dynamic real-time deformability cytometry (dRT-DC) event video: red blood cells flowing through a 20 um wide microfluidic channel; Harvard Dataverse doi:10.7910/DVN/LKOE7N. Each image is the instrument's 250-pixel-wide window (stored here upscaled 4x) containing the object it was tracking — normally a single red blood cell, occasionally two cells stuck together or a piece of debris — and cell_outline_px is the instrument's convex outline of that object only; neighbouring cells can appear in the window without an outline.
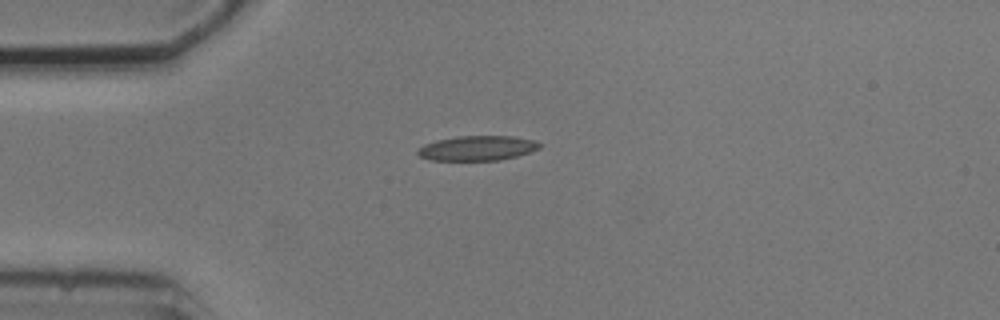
{"species": "common noctule bat (a hibernating species)", "species_latin": "Nyctalus noctula", "temperature_condition": "cold", "stored_images_in_passage": 6, "camera_frame_rate_fps": 3000, "um_per_image_px": 0.085, "animal": {"sex": "male", "body_mass_g": 20.5, "forearm_length_mm": 52.5}, "frame": {"image": 1, "passage_image": 1, "time_ms": 0.0, "image_size_px": [1000, 320], "cell_outline_px": [[544, 144], [540, 148], [516, 156], [500, 160], [428, 160], [420, 156], [416, 152], [424, 144], [436, 140], [456, 136], [512, 136], [536, 140]], "centroid_in_image_um": [40.59, 12.58], "position_along_channel_um": 44.4, "area_um2": 17.69}}
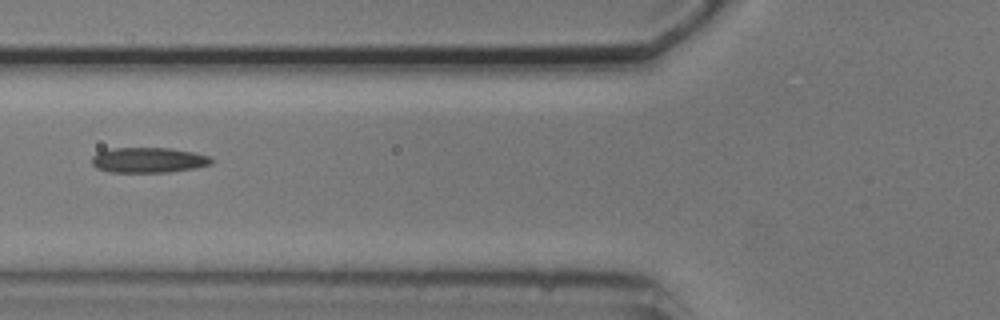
{"frame": {"image": 2, "passage_image": 3, "time_ms": 2.333, "image_size_px": [1000, 320], "cell_outline_px": [[212, 164], [196, 168], [168, 172], [108, 172], [96, 168], [92, 164], [92, 156], [96, 152], [112, 148], [172, 148], [212, 156]], "centroid_in_image_um": [12.62, 13.6], "position_along_channel_um": 113.2, "area_um2": 17.8}}
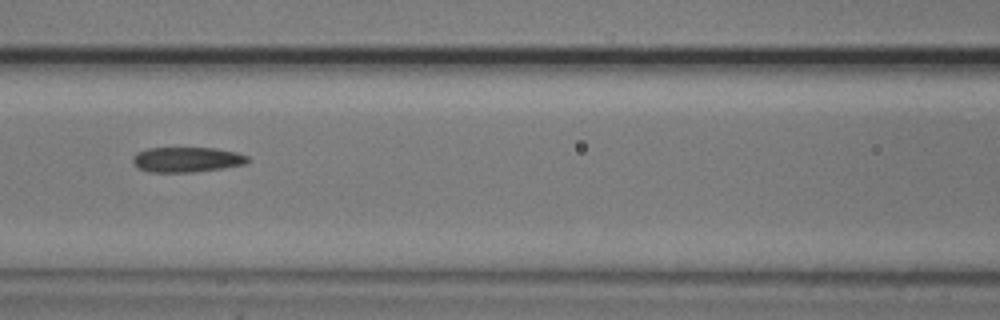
{"frame": {"image": 3, "passage_image": 4, "time_ms": 3.333, "image_size_px": [1000, 320], "cell_outline_px": [[248, 164], [224, 168], [196, 172], [148, 172], [136, 168], [132, 160], [132, 156], [136, 152], [148, 148], [216, 148], [236, 152], [248, 156]], "centroid_in_image_um": [15.86, 13.57], "position_along_channel_um": 150.7, "area_um2": 17.11}}